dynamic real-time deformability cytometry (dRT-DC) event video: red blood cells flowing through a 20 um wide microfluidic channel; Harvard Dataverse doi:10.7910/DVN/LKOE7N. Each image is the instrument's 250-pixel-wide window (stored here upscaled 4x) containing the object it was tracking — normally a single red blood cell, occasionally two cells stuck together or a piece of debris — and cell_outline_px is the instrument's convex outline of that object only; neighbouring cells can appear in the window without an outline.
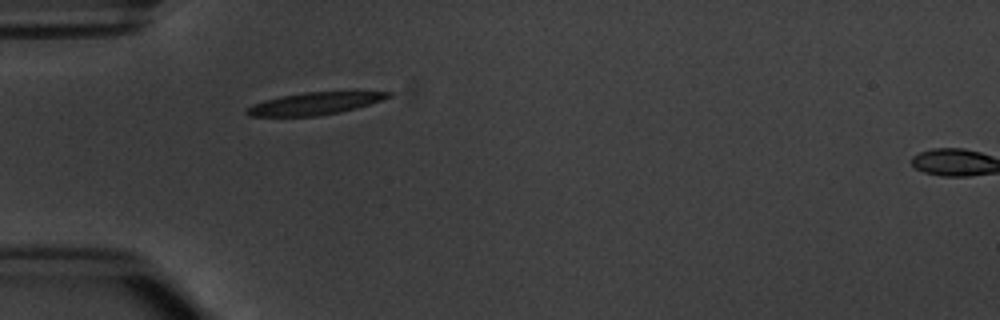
{"species": "common noctule bat (a hibernating species)", "species_latin": "Nyctalus noctula", "temperature_condition": "warm", "stored_images_in_passage": 5, "segment_of_instrument_passage": [1, 2], "camera_frame_rate_fps": 3000, "um_per_image_px": 0.085, "animal": {"sex": "male", "body_mass_g": 20.1, "forearm_length_mm": 53.5}, "frame": {"image": 1, "passage_image": 4, "time_ms": 4.333, "image_size_px": [1000, 320], "cell_outline_px": [[396, 92], [392, 96], [356, 108], [340, 112], [316, 116], [248, 116], [244, 112], [248, 108], [264, 100], [280, 96], [304, 92]], "centroid_in_image_um": [26.73, 8.8], "position_along_channel_um": 58.3, "area_um2": 18.03}}